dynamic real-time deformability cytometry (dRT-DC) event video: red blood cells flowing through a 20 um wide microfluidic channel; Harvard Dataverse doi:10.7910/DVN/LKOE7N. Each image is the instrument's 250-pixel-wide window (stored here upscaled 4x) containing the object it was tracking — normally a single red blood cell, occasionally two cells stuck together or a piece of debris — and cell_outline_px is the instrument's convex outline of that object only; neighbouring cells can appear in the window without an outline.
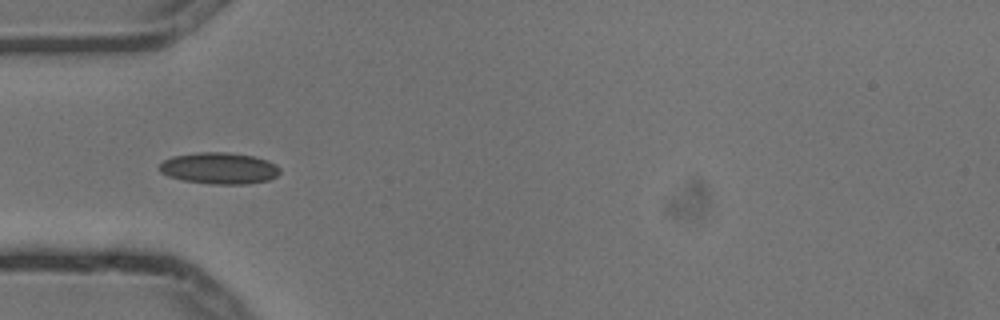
{"species": "common noctule bat (a hibernating species)", "species_latin": "Nyctalus noctula", "temperature_condition": "cold", "stored_images_in_passage": 6, "camera_frame_rate_fps": 3000, "um_per_image_px": 0.085, "animal": {"sex": "male", "body_mass_g": 13.3}, "frame": {"image": 1, "passage_image": 4, "time_ms": 1.0, "image_size_px": [1000, 320], "cell_outline_px": [[280, 172], [276, 176], [268, 180], [244, 184], [212, 184], [184, 180], [168, 176], [160, 172], [160, 164], [164, 160], [172, 156], [196, 152], [228, 152], [252, 156], [268, 160], [276, 164], [280, 168]], "centroid_in_image_um": [18.64, 14.29], "position_along_channel_um": 66.4, "area_um2": 22.08}}
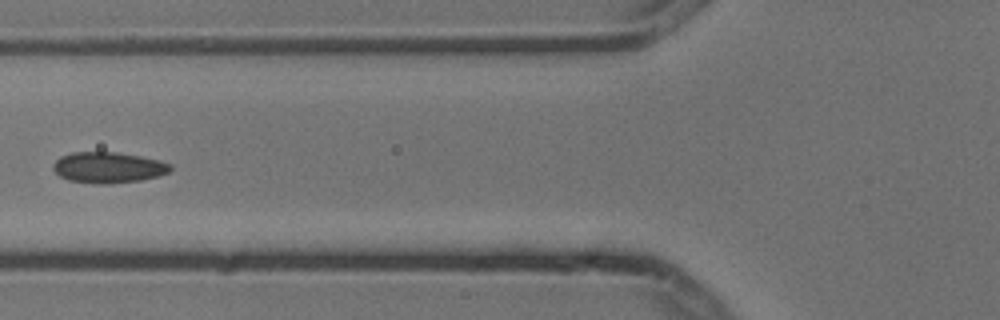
{"frame": {"image": 2, "passage_image": 5, "time_ms": 1.333, "image_size_px": [1000, 320], "cell_outline_px": [[172, 168], [168, 172], [160, 176], [140, 180], [108, 184], [96, 184], [68, 180], [60, 176], [52, 168], [52, 164], [60, 156], [72, 152], [116, 152], [140, 156], [160, 160], [172, 164]], "centroid_in_image_um": [9.2, 14.23], "position_along_channel_um": 116.6, "area_um2": 21.27}}
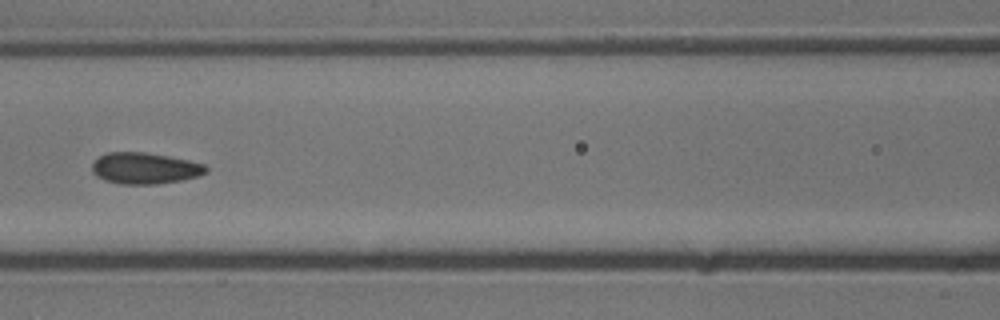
{"frame": {"image": 3, "passage_image": 6, "time_ms": 1.667, "image_size_px": [1000, 320], "cell_outline_px": [[208, 172], [200, 176], [184, 180], [156, 184], [120, 184], [104, 180], [96, 176], [92, 172], [92, 164], [100, 156], [108, 152], [144, 152], [168, 156], [188, 160], [204, 164], [208, 168]], "centroid_in_image_um": [12.33, 14.31], "position_along_channel_um": 154.3, "area_um2": 20.92}}